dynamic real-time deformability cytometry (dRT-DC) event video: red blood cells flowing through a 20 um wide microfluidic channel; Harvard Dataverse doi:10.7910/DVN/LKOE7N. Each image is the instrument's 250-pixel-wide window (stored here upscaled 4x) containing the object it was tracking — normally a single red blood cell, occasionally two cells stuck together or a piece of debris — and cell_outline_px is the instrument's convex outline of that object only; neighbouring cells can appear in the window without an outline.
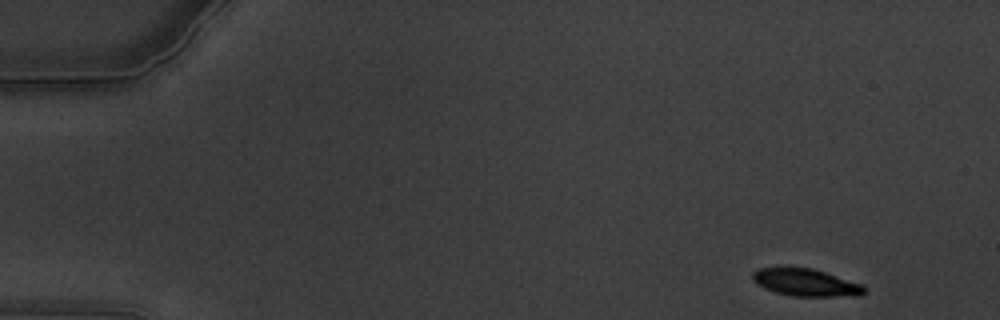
{"species": "common noctule bat (a hibernating species)", "species_latin": "Nyctalus noctula", "temperature_condition": "warm", "stored_images_in_passage": 56, "camera_frame_rate_fps": 3000, "um_per_image_px": 0.085, "animal": {"sex": "male", "body_mass_g": 19.5, "forearm_length_mm": 54.6}, "frame": {"image": 1, "passage_image": 1, "time_ms": 0.0, "image_size_px": [1000, 320], "cell_outline_px": [[864, 292], [828, 296], [796, 296], [780, 292], [768, 288], [760, 284], [752, 276], [760, 268], [808, 268], [824, 272], [860, 284], [864, 288]], "centroid_in_image_um": [68.46, 23.99], "position_along_channel_um": 16.5, "area_um2": 16.3}}
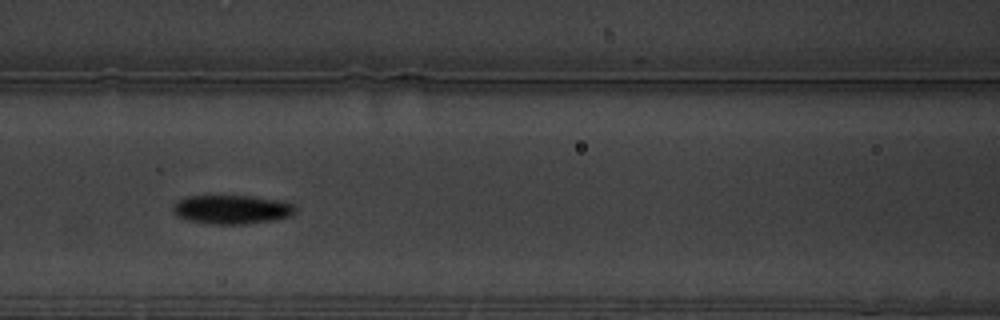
{"frame": {"image": 2, "passage_image": 23, "time_ms": 7.333, "image_size_px": [1000, 320], "cell_outline_px": [[292, 212], [284, 216], [264, 220], [232, 224], [224, 224], [192, 220], [180, 216], [176, 212], [176, 204], [180, 200], [196, 196], [244, 196], [268, 200], [288, 204], [292, 208]], "centroid_in_image_um": [19.6, 17.79], "position_along_channel_um": 147.0, "area_um2": 18.38}}
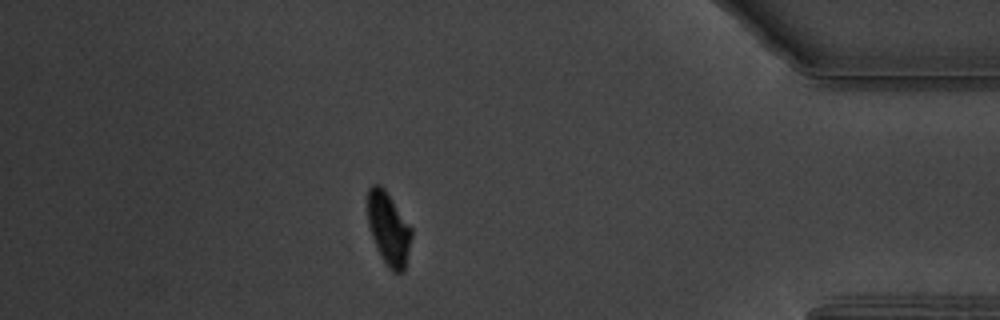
{"frame": {"image": 3, "passage_image": 49, "time_ms": 16.0, "image_size_px": [1000, 320], "cell_outline_px": [[412, 236], [404, 268], [400, 272], [396, 272], [384, 260], [372, 236], [368, 220], [368, 188], [376, 184], [384, 188], [412, 228]], "centroid_in_image_um": [33.04, 19.38], "position_along_channel_um": 402.2, "area_um2": 17.8}, "authors_computed_cell_mechanics": {"area_um2": 17.5712, "velocity_mm_per_s": 3.3682, "shape_relaxation_time_tau1_ms": 3.2742, "shape_relaxation_time_tau2_ms": null, "deformation_change_tau1": 0.1456, "deformation_change_tau2": null}}